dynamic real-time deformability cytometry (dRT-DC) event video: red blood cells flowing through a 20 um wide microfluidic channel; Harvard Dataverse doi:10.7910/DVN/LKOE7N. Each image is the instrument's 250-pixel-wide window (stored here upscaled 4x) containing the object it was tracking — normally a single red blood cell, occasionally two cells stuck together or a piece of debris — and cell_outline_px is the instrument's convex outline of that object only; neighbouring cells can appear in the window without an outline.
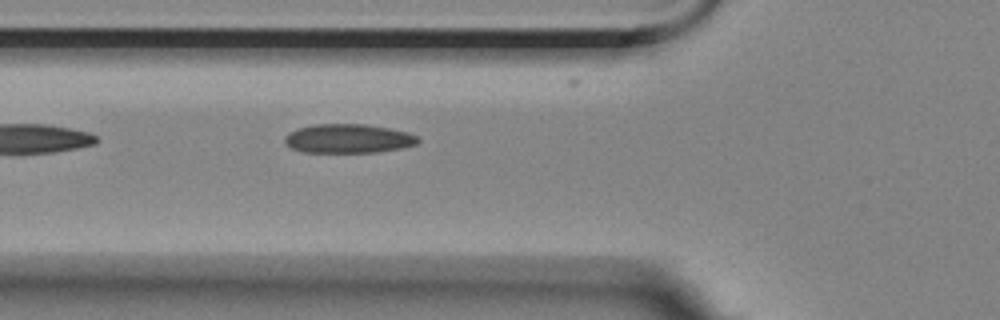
{"species": "Egyptian fruit bat (a non-hibernating species)", "species_latin": "Rousettus aegyptiacus", "temperature_condition": "room temperature", "stored_images_in_passage": 18, "camera_frame_rate_fps": 3000, "um_per_image_px": 0.085, "animal": {"sex": "female"}, "frame": {"image": 1, "passage_image": 2, "time_ms": 0.333, "image_size_px": [1000, 320], "cell_outline_px": [[420, 140], [416, 144], [400, 148], [376, 152], [304, 152], [292, 148], [284, 144], [284, 136], [288, 132], [296, 128], [312, 124], [364, 124], [388, 128], [408, 132], [416, 136]], "centroid_in_image_um": [29.54, 11.77], "position_along_channel_um": 96.3, "area_um2": 22.6}}
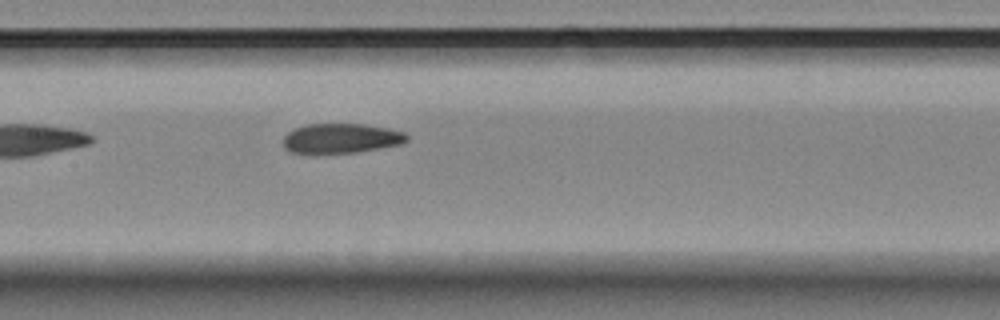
{"frame": {"image": 2, "passage_image": 9, "time_ms": 2.667, "image_size_px": [1000, 320], "cell_outline_px": [[408, 140], [400, 144], [380, 148], [356, 152], [288, 152], [284, 148], [284, 136], [288, 132], [296, 128], [308, 124], [364, 124], [388, 128], [404, 132], [408, 136]], "centroid_in_image_um": [29.01, 11.74], "position_along_channel_um": 178.4, "area_um2": 21.1}}
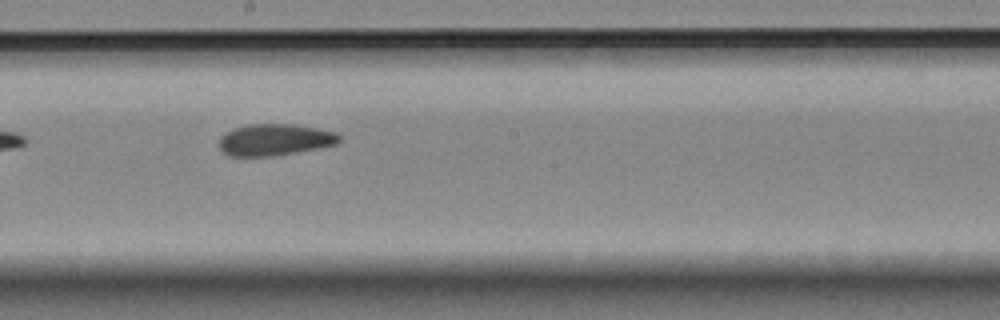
{"frame": {"image": 3, "passage_image": 13, "time_ms": 4.0, "image_size_px": [1000, 320], "cell_outline_px": [[340, 140], [336, 144], [320, 148], [272, 156], [228, 156], [220, 152], [220, 136], [236, 128], [248, 124], [292, 124], [316, 128], [336, 132], [340, 136]], "centroid_in_image_um": [23.35, 11.89], "position_along_channel_um": 224.9, "area_um2": 22.08}}